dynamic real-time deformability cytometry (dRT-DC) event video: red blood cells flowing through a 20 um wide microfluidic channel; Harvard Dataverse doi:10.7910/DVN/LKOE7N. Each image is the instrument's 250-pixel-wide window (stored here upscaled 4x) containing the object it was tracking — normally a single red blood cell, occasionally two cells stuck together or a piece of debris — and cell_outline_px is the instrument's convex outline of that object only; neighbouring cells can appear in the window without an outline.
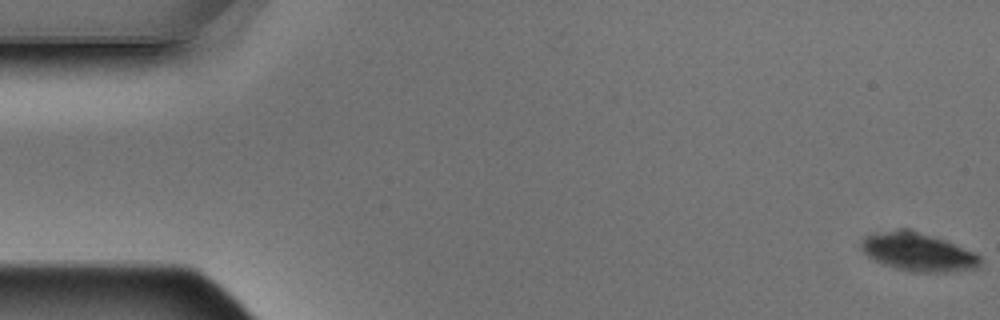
{"species": "Egyptian fruit bat (a non-hibernating species)", "species_latin": "Rousettus aegyptiacus", "temperature_condition": "warm", "stored_images_in_passage": 9, "camera_frame_rate_fps": 3000, "um_per_image_px": 0.085, "animal": {"sex": "male"}, "frame": {"image": 1, "passage_image": 1, "time_ms": 0.0, "image_size_px": [1000, 320], "cell_outline_px": [[980, 264], [976, 268], [948, 272], [916, 272], [896, 268], [884, 264], [868, 256], [860, 248], [860, 240], [864, 236], [900, 228], [908, 228], [944, 240], [976, 252], [980, 256]], "centroid_in_image_um": [78.03, 21.41], "position_along_channel_um": 7.0, "area_um2": 26.41}}
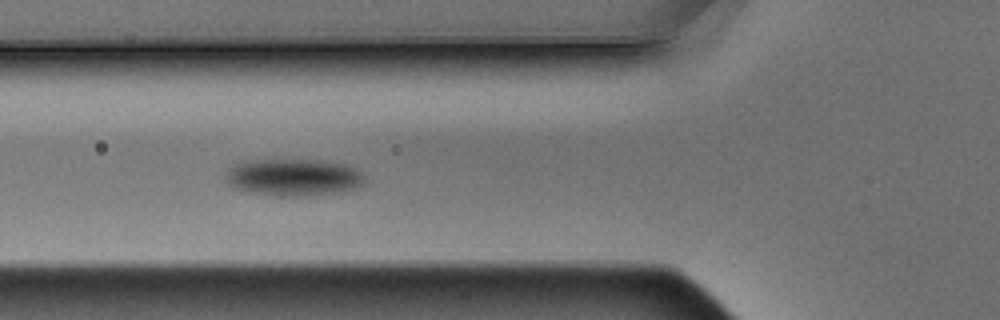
{"frame": {"image": 2, "passage_image": 6, "time_ms": 1.667, "image_size_px": [1000, 320], "cell_outline_px": [[364, 184], [356, 188], [332, 192], [284, 196], [276, 196], [244, 192], [232, 188], [224, 180], [224, 172], [232, 164], [244, 160], [272, 156], [324, 160], [352, 164], [360, 168], [364, 172]], "centroid_in_image_um": [24.86, 14.98], "position_along_channel_um": 100.9, "area_um2": 31.91}}
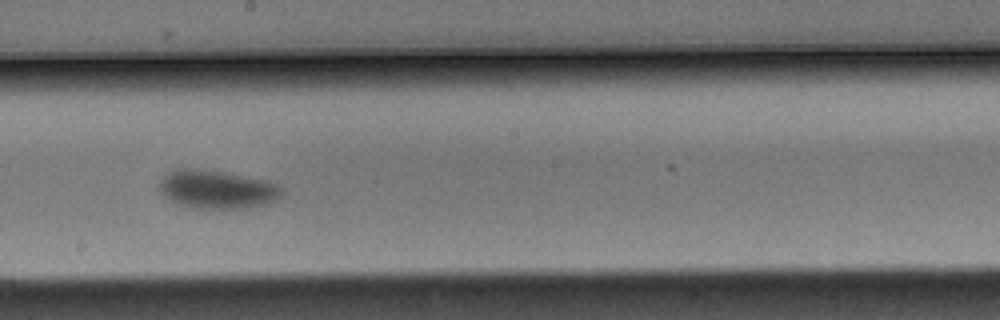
{"frame": {"image": 3, "passage_image": 9, "time_ms": 2.667, "image_size_px": [1000, 320], "cell_outline_px": [[284, 196], [276, 200], [264, 204], [248, 208], [192, 208], [176, 204], [160, 192], [160, 180], [164, 172], [172, 168], [200, 168], [224, 172], [268, 180], [284, 188]], "centroid_in_image_um": [18.44, 16.07], "position_along_channel_um": 229.8, "area_um2": 28.03}}